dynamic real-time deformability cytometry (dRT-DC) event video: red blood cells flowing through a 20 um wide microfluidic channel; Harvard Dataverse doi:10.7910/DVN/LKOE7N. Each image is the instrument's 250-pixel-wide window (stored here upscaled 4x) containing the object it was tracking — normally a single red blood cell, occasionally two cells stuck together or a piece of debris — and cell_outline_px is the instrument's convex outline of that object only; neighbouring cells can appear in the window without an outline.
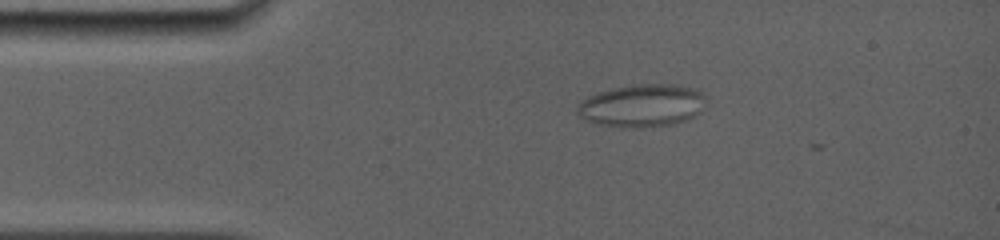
{"species": "common noctule bat (a hibernating species)", "species_latin": "Nyctalus noctula", "temperature_condition": "room temperature", "stored_images_in_passage": 4, "camera_frame_rate_fps": 5000, "um_per_image_px": 0.085, "animal": {"sex": "female", "body_mass_g": 19.0, "forearm_length_mm": 56.7}, "frame": {"image": 1, "passage_image": 3, "time_ms": 0.6, "image_size_px": [1000, 240], "cell_outline_px": [[708, 104], [696, 116], [672, 124], [636, 128], [624, 128], [596, 124], [584, 120], [576, 112], [576, 104], [580, 100], [596, 92], [632, 84], [676, 84], [700, 88], [708, 96]], "centroid_in_image_um": [54.62, 8.96], "position_along_channel_um": 30.4, "area_um2": 33.12}}